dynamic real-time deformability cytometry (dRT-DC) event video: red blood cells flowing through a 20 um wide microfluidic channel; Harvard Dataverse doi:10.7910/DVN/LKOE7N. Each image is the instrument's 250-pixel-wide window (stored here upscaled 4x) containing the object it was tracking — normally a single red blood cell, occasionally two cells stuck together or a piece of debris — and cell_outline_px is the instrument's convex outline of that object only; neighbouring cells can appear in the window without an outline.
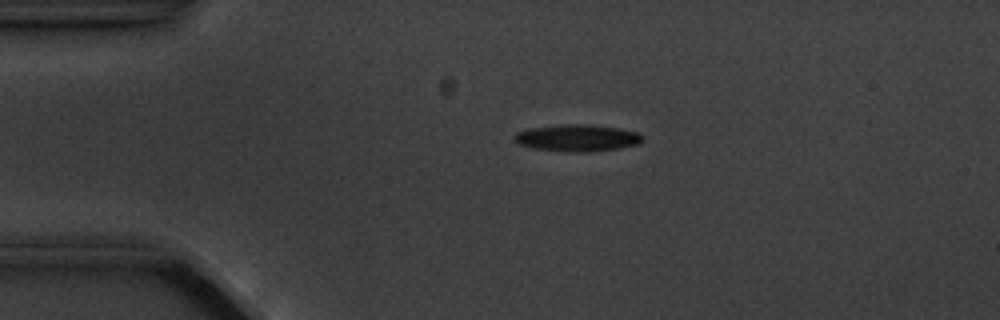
{"species": "common noctule bat (a hibernating species)", "species_latin": "Nyctalus noctula", "temperature_condition": "cold", "stored_images_in_passage": 5, "camera_frame_rate_fps": 3000, "um_per_image_px": 0.085, "animal": {"sex": "male", "body_mass_g": 20.1, "forearm_length_mm": 53.5}, "frame": {"image": 1, "passage_image": 5, "time_ms": 5.333, "image_size_px": [1000, 320], "cell_outline_px": [[640, 144], [620, 148], [588, 152], [564, 152], [532, 148], [520, 144], [512, 140], [512, 136], [516, 132], [532, 128], [560, 124], [588, 124], [620, 128], [640, 132]], "centroid_in_image_um": [49.04, 11.72], "position_along_channel_um": 36.0, "area_um2": 20.29}}